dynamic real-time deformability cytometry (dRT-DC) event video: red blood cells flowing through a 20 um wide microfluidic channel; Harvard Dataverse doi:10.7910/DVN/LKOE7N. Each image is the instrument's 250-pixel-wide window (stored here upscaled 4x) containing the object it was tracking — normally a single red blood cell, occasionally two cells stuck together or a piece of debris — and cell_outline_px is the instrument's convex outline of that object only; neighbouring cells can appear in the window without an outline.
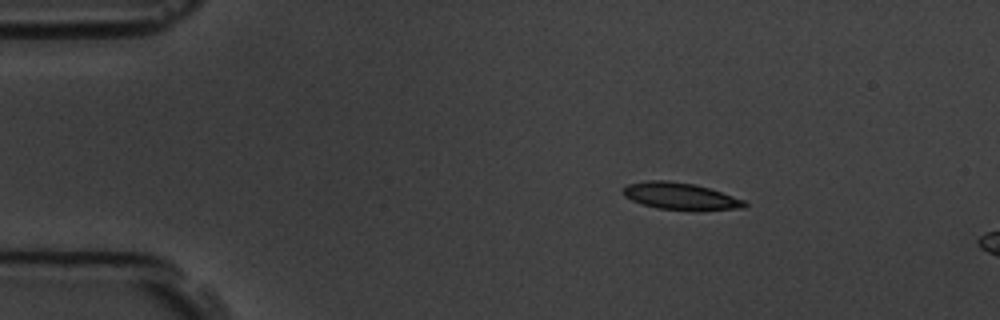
{"species": "common noctule bat (a hibernating species)", "species_latin": "Nyctalus noctula", "temperature_condition": "room temperature", "stored_images_in_passage": 4, "camera_frame_rate_fps": 3000, "um_per_image_px": 0.085, "animal": {"sex": "male", "body_mass_g": 19.5, "forearm_length_mm": 54.6}, "frame": {"image": 1, "passage_image": 2, "time_ms": 1.0, "image_size_px": [1000, 320], "cell_outline_px": [[748, 204], [744, 208], [692, 212], [656, 208], [632, 200], [624, 196], [620, 192], [628, 184], [644, 180], [668, 180], [696, 184], [744, 200]], "centroid_in_image_um": [57.83, 16.69], "position_along_channel_um": 27.2, "area_um2": 19.54}}